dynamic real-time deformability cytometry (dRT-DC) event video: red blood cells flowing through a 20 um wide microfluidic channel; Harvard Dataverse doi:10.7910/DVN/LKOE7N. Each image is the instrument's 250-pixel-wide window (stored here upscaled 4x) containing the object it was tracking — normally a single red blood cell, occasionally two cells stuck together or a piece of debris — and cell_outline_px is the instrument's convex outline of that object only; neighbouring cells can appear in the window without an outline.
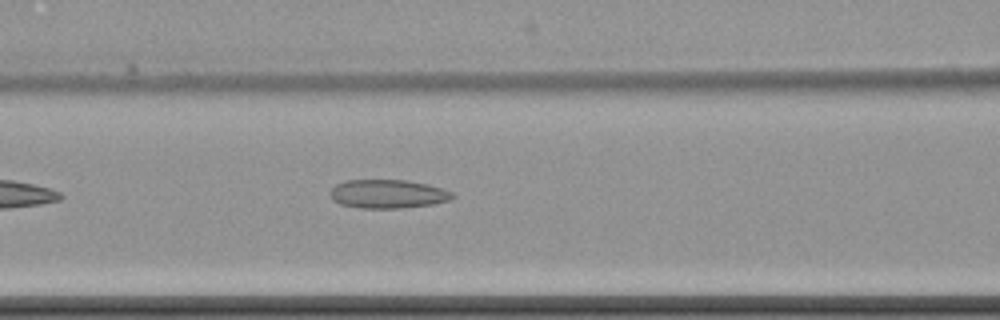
{"species": "common noctule bat (a hibernating species)", "species_latin": "Nyctalus noctula", "temperature_condition": "cold", "stored_images_in_passage": 8, "camera_frame_rate_fps": 3000, "um_per_image_px": 0.085, "animal": {"sex": "female", "body_mass_g": 22.7, "forearm_length_mm": 54.2}, "frame": {"image": 1, "passage_image": 8, "time_ms": 8.333, "image_size_px": [1000, 320], "cell_outline_px": [[456, 196], [448, 200], [432, 204], [400, 208], [360, 208], [340, 204], [332, 200], [328, 192], [336, 184], [344, 180], [408, 180], [428, 184], [452, 192]], "centroid_in_image_um": [32.92, 16.48], "position_along_channel_um": 133.7, "area_um2": 20.52}}